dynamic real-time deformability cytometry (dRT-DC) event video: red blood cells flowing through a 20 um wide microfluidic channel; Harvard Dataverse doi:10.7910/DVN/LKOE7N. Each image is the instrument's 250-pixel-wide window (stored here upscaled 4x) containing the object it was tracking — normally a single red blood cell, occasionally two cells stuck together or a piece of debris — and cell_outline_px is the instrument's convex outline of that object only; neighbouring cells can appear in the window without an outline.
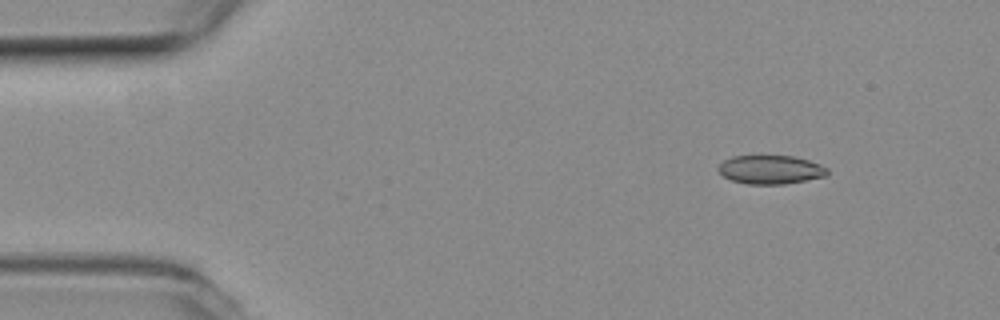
{"species": "common noctule bat (a hibernating species)", "species_latin": "Nyctalus noctula", "temperature_condition": "room temperature", "stored_images_in_passage": 6, "camera_frame_rate_fps": 3000, "um_per_image_px": 0.085, "animal": {"sex": "female", "body_mass_g": 19.3, "forearm_length_mm": 54.1}, "frame": {"image": 1, "passage_image": 2, "time_ms": 0.333, "image_size_px": [1000, 320], "cell_outline_px": [[828, 176], [784, 184], [748, 184], [732, 180], [724, 176], [716, 168], [724, 160], [732, 156], [792, 156], [808, 160], [820, 164], [828, 168]], "centroid_in_image_um": [65.51, 14.42], "position_along_channel_um": 19.5, "area_um2": 18.21}}
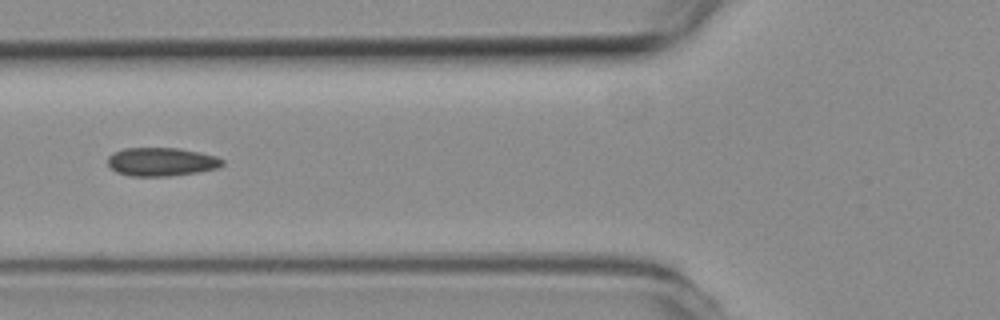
{"frame": {"image": 2, "passage_image": 6, "time_ms": 1.667, "image_size_px": [1000, 320], "cell_outline_px": [[224, 164], [220, 168], [196, 172], [168, 176], [128, 176], [116, 172], [108, 164], [108, 156], [112, 152], [124, 148], [180, 148], [200, 152], [216, 156], [224, 160]], "centroid_in_image_um": [13.72, 13.75], "position_along_channel_um": 112.1, "area_um2": 19.19}}